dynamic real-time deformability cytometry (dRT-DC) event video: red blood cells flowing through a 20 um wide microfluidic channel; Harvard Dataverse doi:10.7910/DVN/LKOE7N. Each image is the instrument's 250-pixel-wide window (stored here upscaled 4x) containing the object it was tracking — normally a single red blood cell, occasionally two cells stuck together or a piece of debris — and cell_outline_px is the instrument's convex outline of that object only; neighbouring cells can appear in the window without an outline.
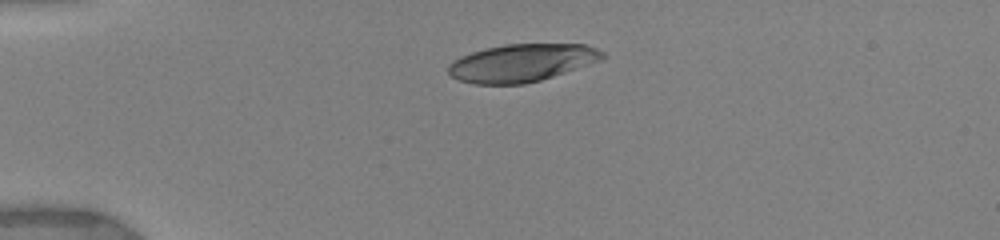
{"species": "human", "species_latin": "Homo sapiens", "temperature_condition": "warm", "stored_images_in_passage": 6, "camera_frame_rate_fps": 3000, "um_per_image_px": 0.085, "donor": {"sex": "female"}, "frame": {"image": 1, "passage_image": 1, "time_ms": 0.0, "image_size_px": [1000, 240], "cell_outline_px": [[608, 56], [600, 60], [540, 80], [524, 84], [472, 84], [460, 80], [452, 76], [448, 72], [448, 64], [452, 60], [460, 56], [472, 52], [504, 44], [584, 44], [596, 48], [604, 52]], "centroid_in_image_um": [44.33, 5.34], "position_along_channel_um": 40.7, "area_um2": 33.7}}
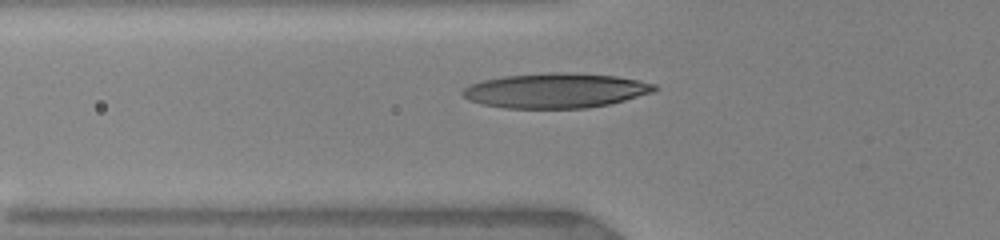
{"frame": {"image": 2, "passage_image": 6, "time_ms": 2.0, "image_size_px": [1000, 240], "cell_outline_px": [[660, 88], [652, 92], [624, 100], [608, 104], [584, 108], [504, 108], [480, 104], [468, 100], [460, 92], [464, 88], [472, 84], [484, 80], [504, 76], [552, 72], [568, 72], [616, 76], [640, 80], [656, 84]], "centroid_in_image_um": [47.23, 7.69], "position_along_channel_um": 78.6, "area_um2": 38.9}}